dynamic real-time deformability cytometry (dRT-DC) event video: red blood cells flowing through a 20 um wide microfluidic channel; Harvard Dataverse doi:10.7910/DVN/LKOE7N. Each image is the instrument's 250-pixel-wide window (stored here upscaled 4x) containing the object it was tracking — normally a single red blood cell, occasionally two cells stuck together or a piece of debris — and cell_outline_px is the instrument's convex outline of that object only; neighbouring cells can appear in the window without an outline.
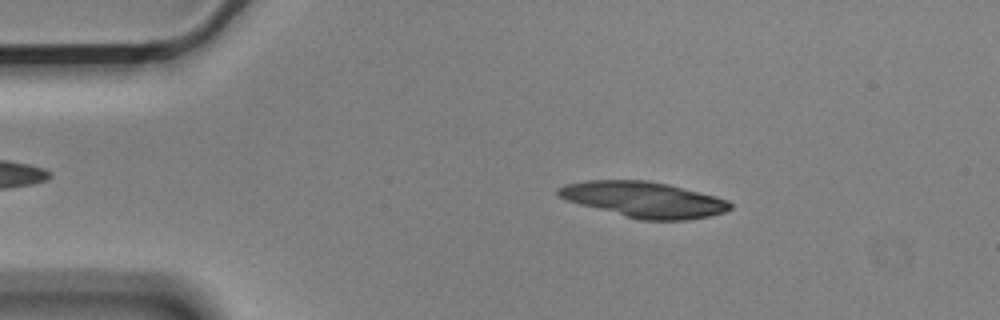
{"species": "Egyptian fruit bat (a non-hibernating species)", "species_latin": "Rousettus aegyptiacus", "temperature_condition": "cold", "stored_images_in_passage": 55, "camera_frame_rate_fps": 3000, "um_per_image_px": 0.085, "animal": {"sex": "male"}, "frame": {"image": 1, "passage_image": 9, "time_ms": 2.667, "image_size_px": [1000, 320], "cell_outline_px": [[732, 208], [724, 212], [708, 216], [684, 220], [640, 220], [580, 204], [568, 200], [560, 196], [556, 192], [564, 184], [584, 180], [644, 180], [668, 184], [716, 196], [728, 200], [732, 204]], "centroid_in_image_um": [54.75, 16.95], "position_along_channel_um": 30.2, "area_um2": 35.43}}